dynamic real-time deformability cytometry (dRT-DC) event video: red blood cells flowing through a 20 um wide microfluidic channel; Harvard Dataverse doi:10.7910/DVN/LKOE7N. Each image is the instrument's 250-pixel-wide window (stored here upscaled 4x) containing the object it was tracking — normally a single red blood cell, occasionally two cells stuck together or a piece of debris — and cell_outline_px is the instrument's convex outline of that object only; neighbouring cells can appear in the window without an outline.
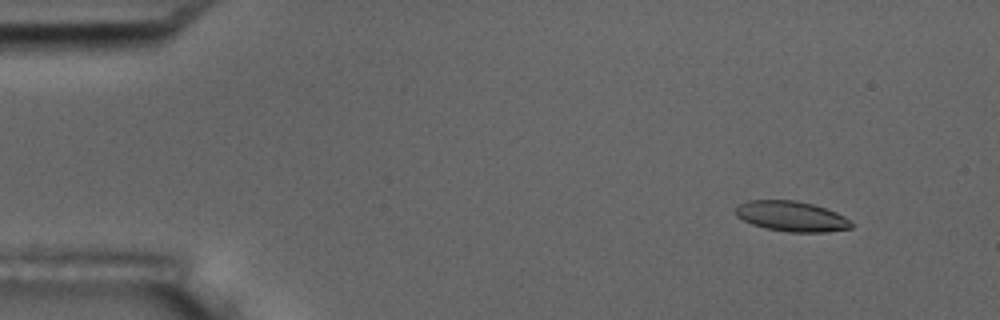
{"species": "common noctule bat (a hibernating species)", "species_latin": "Nyctalus noctula", "temperature_condition": "room temperature", "stored_images_in_passage": 5, "camera_frame_rate_fps": 3000, "um_per_image_px": 0.085, "animal": {"sex": "male", "body_mass_g": 17.5, "forearm_length_mm": 52.3}, "frame": {"image": 1, "passage_image": 2, "time_ms": 0.333, "image_size_px": [1000, 320], "cell_outline_px": [[852, 228], [824, 232], [788, 232], [768, 228], [752, 224], [736, 216], [736, 208], [740, 204], [748, 200], [796, 200], [812, 204], [836, 212], [844, 216], [852, 224]], "centroid_in_image_um": [67.27, 18.38], "position_along_channel_um": 17.7, "area_um2": 20.17}}
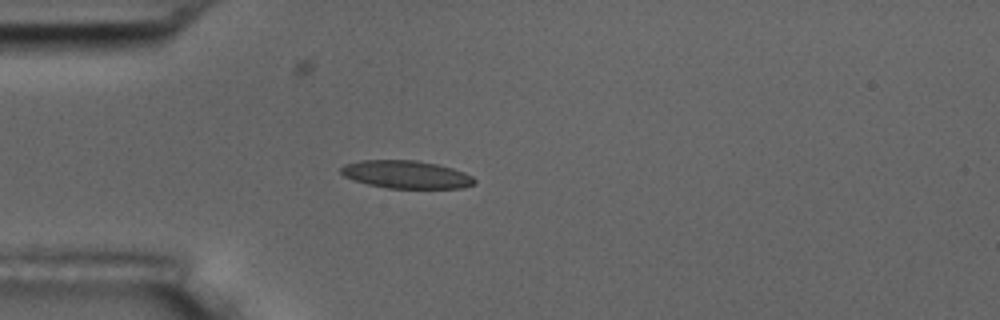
{"frame": {"image": 2, "passage_image": 4, "time_ms": 1.0, "image_size_px": [1000, 320], "cell_outline_px": [[476, 184], [464, 188], [388, 188], [368, 184], [344, 176], [340, 172], [340, 168], [344, 164], [360, 160], [416, 160], [436, 164], [452, 168], [464, 172], [472, 176], [476, 180]], "centroid_in_image_um": [34.55, 14.83], "position_along_channel_um": 50.5, "area_um2": 21.68}}